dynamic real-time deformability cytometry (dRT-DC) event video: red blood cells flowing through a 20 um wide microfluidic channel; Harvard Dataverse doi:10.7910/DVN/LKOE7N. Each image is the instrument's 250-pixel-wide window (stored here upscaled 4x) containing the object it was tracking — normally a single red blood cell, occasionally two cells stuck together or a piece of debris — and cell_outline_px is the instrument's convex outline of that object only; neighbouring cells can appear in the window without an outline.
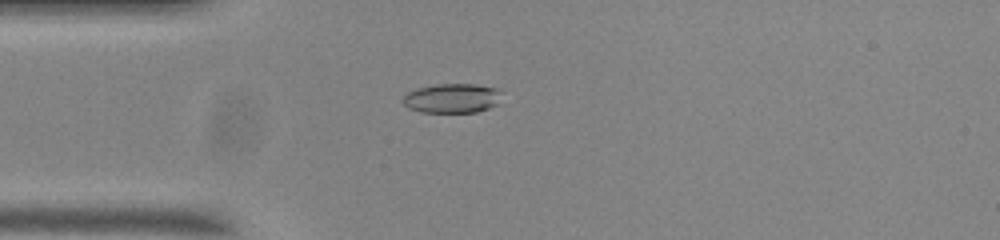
{"species": "common noctule bat (a hibernating species)", "species_latin": "Nyctalus noctula", "temperature_condition": "room temperature", "stored_images_in_passage": 45, "camera_frame_rate_fps": 3000, "um_per_image_px": 0.085, "animal": {"sex": "male", "body_mass_g": 20.0, "forearm_length_mm": 53.3}, "frame": {"image": 1, "passage_image": 4, "time_ms": 1.0, "image_size_px": [1000, 240], "cell_outline_px": [[500, 104], [476, 112], [420, 112], [408, 108], [400, 100], [408, 92], [416, 88], [436, 84], [476, 84], [496, 88]], "centroid_in_image_um": [38.37, 8.35], "position_along_channel_um": 46.6, "area_um2": 16.94}}
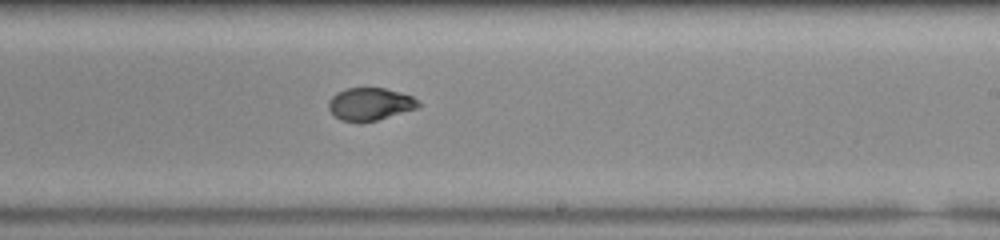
{"frame": {"image": 2, "passage_image": 22, "time_ms": 7.0, "image_size_px": [1000, 240], "cell_outline_px": [[420, 104], [416, 108], [376, 120], [360, 124], [340, 120], [328, 108], [328, 100], [336, 92], [348, 88], [384, 88], [400, 92], [412, 96], [420, 100]], "centroid_in_image_um": [31.42, 8.85], "position_along_channel_um": 257.6, "area_um2": 17.17}}
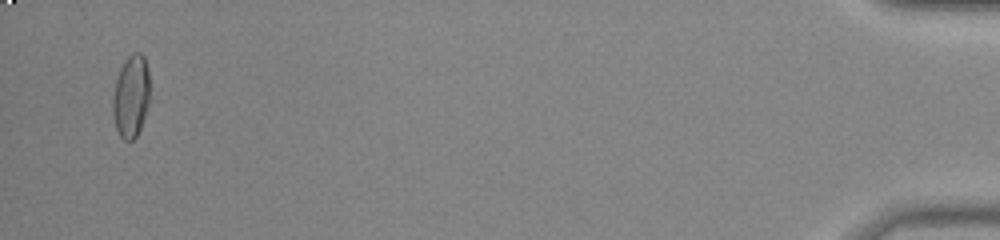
{"frame": {"image": 3, "passage_image": 43, "time_ms": 14.0, "image_size_px": [1000, 240], "cell_outline_px": [[148, 104], [140, 128], [136, 136], [132, 140], [124, 140], [120, 136], [116, 128], [112, 112], [112, 100], [116, 80], [120, 68], [124, 60], [132, 52], [140, 52], [144, 56], [148, 68]], "centroid_in_image_um": [11.12, 8.15], "position_along_channel_um": 424.1, "area_um2": 17.69}, "authors_computed_cell_mechanics": {"area_um2": 17.5134, "velocity_mm_per_s": 3.7042, "shape_relaxation_time_tau1_ms": null, "shape_relaxation_time_tau2_ms": 1.1326, "deformation_change_tau1": null, "deformation_change_tau2": 0.0452}}